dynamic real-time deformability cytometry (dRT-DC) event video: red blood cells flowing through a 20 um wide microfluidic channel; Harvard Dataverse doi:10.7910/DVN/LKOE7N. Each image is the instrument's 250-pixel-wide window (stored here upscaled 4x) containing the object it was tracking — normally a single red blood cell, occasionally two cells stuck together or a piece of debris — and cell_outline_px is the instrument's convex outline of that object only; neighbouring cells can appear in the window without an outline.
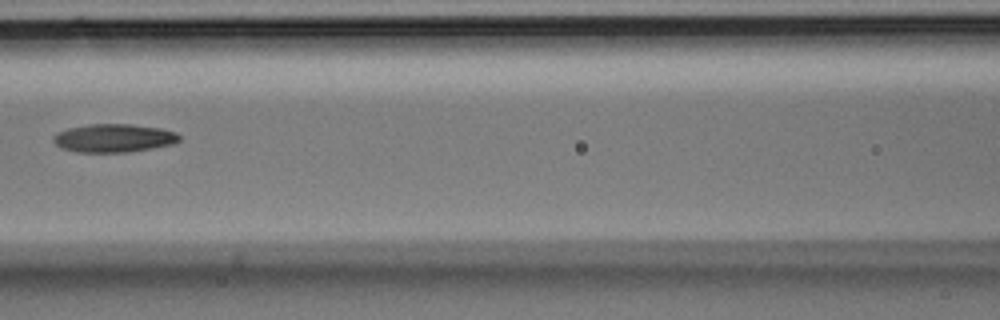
{"species": "Egyptian fruit bat (a non-hibernating species)", "species_latin": "Rousettus aegyptiacus", "temperature_condition": "room temperature", "stored_images_in_passage": 5, "camera_frame_rate_fps": 3000, "um_per_image_px": 0.085, "animal": {"sex": "male"}, "frame": {"image": 1, "passage_image": 5, "time_ms": 1.333, "image_size_px": [1000, 320], "cell_outline_px": [[180, 140], [172, 144], [152, 148], [128, 152], [76, 152], [60, 148], [52, 140], [52, 136], [56, 132], [68, 128], [88, 124], [132, 124], [160, 128], [176, 132], [180, 136]], "centroid_in_image_um": [9.63, 11.73], "position_along_channel_um": 157.0, "area_um2": 20.92}}